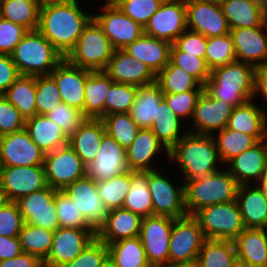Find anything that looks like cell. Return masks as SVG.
I'll use <instances>...</instances> for the list:
<instances>
[{
  "label": "cell",
  "mask_w": 267,
  "mask_h": 267,
  "mask_svg": "<svg viewBox=\"0 0 267 267\" xmlns=\"http://www.w3.org/2000/svg\"><path fill=\"white\" fill-rule=\"evenodd\" d=\"M24 220L14 201H5L0 207V235L18 237Z\"/></svg>",
  "instance_id": "9f6ffc18"
},
{
  "label": "cell",
  "mask_w": 267,
  "mask_h": 267,
  "mask_svg": "<svg viewBox=\"0 0 267 267\" xmlns=\"http://www.w3.org/2000/svg\"><path fill=\"white\" fill-rule=\"evenodd\" d=\"M185 208L194 215L203 207L236 200L238 182L227 169L184 182Z\"/></svg>",
  "instance_id": "277c9868"
},
{
  "label": "cell",
  "mask_w": 267,
  "mask_h": 267,
  "mask_svg": "<svg viewBox=\"0 0 267 267\" xmlns=\"http://www.w3.org/2000/svg\"><path fill=\"white\" fill-rule=\"evenodd\" d=\"M2 162H1V157H0V172H1V170H2Z\"/></svg>",
  "instance_id": "deb4b68c"
},
{
  "label": "cell",
  "mask_w": 267,
  "mask_h": 267,
  "mask_svg": "<svg viewBox=\"0 0 267 267\" xmlns=\"http://www.w3.org/2000/svg\"><path fill=\"white\" fill-rule=\"evenodd\" d=\"M203 91H186L176 94H164V100L175 113V115L182 119L192 117L197 100Z\"/></svg>",
  "instance_id": "680465c9"
},
{
  "label": "cell",
  "mask_w": 267,
  "mask_h": 267,
  "mask_svg": "<svg viewBox=\"0 0 267 267\" xmlns=\"http://www.w3.org/2000/svg\"><path fill=\"white\" fill-rule=\"evenodd\" d=\"M48 119L53 121L58 126L67 138L76 132L79 126L85 121L82 112L76 108L68 106L65 103L58 104L47 115Z\"/></svg>",
  "instance_id": "f5cc1de1"
},
{
  "label": "cell",
  "mask_w": 267,
  "mask_h": 267,
  "mask_svg": "<svg viewBox=\"0 0 267 267\" xmlns=\"http://www.w3.org/2000/svg\"><path fill=\"white\" fill-rule=\"evenodd\" d=\"M181 51L205 59L207 37L202 34L185 30L174 42Z\"/></svg>",
  "instance_id": "6125c7cd"
},
{
  "label": "cell",
  "mask_w": 267,
  "mask_h": 267,
  "mask_svg": "<svg viewBox=\"0 0 267 267\" xmlns=\"http://www.w3.org/2000/svg\"><path fill=\"white\" fill-rule=\"evenodd\" d=\"M187 9L184 0L163 1L144 27V34L174 44L186 30Z\"/></svg>",
  "instance_id": "8fae6325"
},
{
  "label": "cell",
  "mask_w": 267,
  "mask_h": 267,
  "mask_svg": "<svg viewBox=\"0 0 267 267\" xmlns=\"http://www.w3.org/2000/svg\"><path fill=\"white\" fill-rule=\"evenodd\" d=\"M43 3H47V2H58V1H69V0H40Z\"/></svg>",
  "instance_id": "979ff035"
},
{
  "label": "cell",
  "mask_w": 267,
  "mask_h": 267,
  "mask_svg": "<svg viewBox=\"0 0 267 267\" xmlns=\"http://www.w3.org/2000/svg\"><path fill=\"white\" fill-rule=\"evenodd\" d=\"M234 107L220 99H214L205 90L197 100L193 112L196 134L212 135L213 131L223 130Z\"/></svg>",
  "instance_id": "7402d4cb"
},
{
  "label": "cell",
  "mask_w": 267,
  "mask_h": 267,
  "mask_svg": "<svg viewBox=\"0 0 267 267\" xmlns=\"http://www.w3.org/2000/svg\"><path fill=\"white\" fill-rule=\"evenodd\" d=\"M168 158L179 164L185 181L219 171L216 164L221 162L214 135L196 134L191 130L169 150Z\"/></svg>",
  "instance_id": "3957f363"
},
{
  "label": "cell",
  "mask_w": 267,
  "mask_h": 267,
  "mask_svg": "<svg viewBox=\"0 0 267 267\" xmlns=\"http://www.w3.org/2000/svg\"><path fill=\"white\" fill-rule=\"evenodd\" d=\"M164 100L160 86L155 82L141 86L130 109L132 120L142 129H150L157 121L158 106Z\"/></svg>",
  "instance_id": "1f68e13d"
},
{
  "label": "cell",
  "mask_w": 267,
  "mask_h": 267,
  "mask_svg": "<svg viewBox=\"0 0 267 267\" xmlns=\"http://www.w3.org/2000/svg\"><path fill=\"white\" fill-rule=\"evenodd\" d=\"M147 182L151 193L153 215L172 218L188 215L185 208L184 185L175 187L157 168L154 171H147Z\"/></svg>",
  "instance_id": "4fadbf2b"
},
{
  "label": "cell",
  "mask_w": 267,
  "mask_h": 267,
  "mask_svg": "<svg viewBox=\"0 0 267 267\" xmlns=\"http://www.w3.org/2000/svg\"><path fill=\"white\" fill-rule=\"evenodd\" d=\"M90 70L71 64L64 58L50 73L60 91L63 103L84 115L85 81Z\"/></svg>",
  "instance_id": "ac0fdd59"
},
{
  "label": "cell",
  "mask_w": 267,
  "mask_h": 267,
  "mask_svg": "<svg viewBox=\"0 0 267 267\" xmlns=\"http://www.w3.org/2000/svg\"><path fill=\"white\" fill-rule=\"evenodd\" d=\"M48 187L43 165L2 167L0 192L6 201H16L35 191Z\"/></svg>",
  "instance_id": "7c38bea8"
},
{
  "label": "cell",
  "mask_w": 267,
  "mask_h": 267,
  "mask_svg": "<svg viewBox=\"0 0 267 267\" xmlns=\"http://www.w3.org/2000/svg\"><path fill=\"white\" fill-rule=\"evenodd\" d=\"M206 239L234 241L245 229L236 200L201 208L193 215Z\"/></svg>",
  "instance_id": "52a82bcc"
},
{
  "label": "cell",
  "mask_w": 267,
  "mask_h": 267,
  "mask_svg": "<svg viewBox=\"0 0 267 267\" xmlns=\"http://www.w3.org/2000/svg\"><path fill=\"white\" fill-rule=\"evenodd\" d=\"M156 83L163 94H176L186 91H204L201 85L192 75L182 68L169 63L156 75Z\"/></svg>",
  "instance_id": "f35d334b"
},
{
  "label": "cell",
  "mask_w": 267,
  "mask_h": 267,
  "mask_svg": "<svg viewBox=\"0 0 267 267\" xmlns=\"http://www.w3.org/2000/svg\"><path fill=\"white\" fill-rule=\"evenodd\" d=\"M214 137L221 162L228 163L234 157L252 148L258 141L251 135L224 128Z\"/></svg>",
  "instance_id": "f6af8a7d"
},
{
  "label": "cell",
  "mask_w": 267,
  "mask_h": 267,
  "mask_svg": "<svg viewBox=\"0 0 267 267\" xmlns=\"http://www.w3.org/2000/svg\"><path fill=\"white\" fill-rule=\"evenodd\" d=\"M261 92L267 100V66L258 67L255 75V95Z\"/></svg>",
  "instance_id": "a7ac6f4b"
},
{
  "label": "cell",
  "mask_w": 267,
  "mask_h": 267,
  "mask_svg": "<svg viewBox=\"0 0 267 267\" xmlns=\"http://www.w3.org/2000/svg\"><path fill=\"white\" fill-rule=\"evenodd\" d=\"M105 133V126L101 119H85L78 130L68 138V144L87 166L98 154Z\"/></svg>",
  "instance_id": "83f0119b"
},
{
  "label": "cell",
  "mask_w": 267,
  "mask_h": 267,
  "mask_svg": "<svg viewBox=\"0 0 267 267\" xmlns=\"http://www.w3.org/2000/svg\"><path fill=\"white\" fill-rule=\"evenodd\" d=\"M99 267H116V264L108 253L100 263Z\"/></svg>",
  "instance_id": "2644e50d"
},
{
  "label": "cell",
  "mask_w": 267,
  "mask_h": 267,
  "mask_svg": "<svg viewBox=\"0 0 267 267\" xmlns=\"http://www.w3.org/2000/svg\"><path fill=\"white\" fill-rule=\"evenodd\" d=\"M107 246L116 267H151L139 236L123 239Z\"/></svg>",
  "instance_id": "74e56055"
},
{
  "label": "cell",
  "mask_w": 267,
  "mask_h": 267,
  "mask_svg": "<svg viewBox=\"0 0 267 267\" xmlns=\"http://www.w3.org/2000/svg\"><path fill=\"white\" fill-rule=\"evenodd\" d=\"M3 96L25 119L36 115V77L20 75Z\"/></svg>",
  "instance_id": "8d00e7d4"
},
{
  "label": "cell",
  "mask_w": 267,
  "mask_h": 267,
  "mask_svg": "<svg viewBox=\"0 0 267 267\" xmlns=\"http://www.w3.org/2000/svg\"><path fill=\"white\" fill-rule=\"evenodd\" d=\"M169 61L192 75L203 86L210 77L211 70L208 68L205 59L181 52L174 44L170 48Z\"/></svg>",
  "instance_id": "681fc988"
},
{
  "label": "cell",
  "mask_w": 267,
  "mask_h": 267,
  "mask_svg": "<svg viewBox=\"0 0 267 267\" xmlns=\"http://www.w3.org/2000/svg\"><path fill=\"white\" fill-rule=\"evenodd\" d=\"M55 205L60 227L93 229L64 191H56Z\"/></svg>",
  "instance_id": "f907efd6"
},
{
  "label": "cell",
  "mask_w": 267,
  "mask_h": 267,
  "mask_svg": "<svg viewBox=\"0 0 267 267\" xmlns=\"http://www.w3.org/2000/svg\"><path fill=\"white\" fill-rule=\"evenodd\" d=\"M185 2H200V3H207V4H214L221 6L224 0H184Z\"/></svg>",
  "instance_id": "8c879c8a"
},
{
  "label": "cell",
  "mask_w": 267,
  "mask_h": 267,
  "mask_svg": "<svg viewBox=\"0 0 267 267\" xmlns=\"http://www.w3.org/2000/svg\"><path fill=\"white\" fill-rule=\"evenodd\" d=\"M101 120L104 123L106 133L125 149L130 147L140 130L129 113H113L104 116Z\"/></svg>",
  "instance_id": "bcb514c9"
},
{
  "label": "cell",
  "mask_w": 267,
  "mask_h": 267,
  "mask_svg": "<svg viewBox=\"0 0 267 267\" xmlns=\"http://www.w3.org/2000/svg\"><path fill=\"white\" fill-rule=\"evenodd\" d=\"M62 191L68 195L87 223L97 232L105 223L108 210L99 197L96 181L85 175L66 186Z\"/></svg>",
  "instance_id": "5bb4252c"
},
{
  "label": "cell",
  "mask_w": 267,
  "mask_h": 267,
  "mask_svg": "<svg viewBox=\"0 0 267 267\" xmlns=\"http://www.w3.org/2000/svg\"><path fill=\"white\" fill-rule=\"evenodd\" d=\"M258 182V188L267 198V168Z\"/></svg>",
  "instance_id": "89a4df30"
},
{
  "label": "cell",
  "mask_w": 267,
  "mask_h": 267,
  "mask_svg": "<svg viewBox=\"0 0 267 267\" xmlns=\"http://www.w3.org/2000/svg\"><path fill=\"white\" fill-rule=\"evenodd\" d=\"M0 157L3 167L37 166L44 164L45 154L24 128L0 136Z\"/></svg>",
  "instance_id": "2e32d148"
},
{
  "label": "cell",
  "mask_w": 267,
  "mask_h": 267,
  "mask_svg": "<svg viewBox=\"0 0 267 267\" xmlns=\"http://www.w3.org/2000/svg\"><path fill=\"white\" fill-rule=\"evenodd\" d=\"M20 75L49 76L64 57L38 31H28L11 54Z\"/></svg>",
  "instance_id": "5b68a950"
},
{
  "label": "cell",
  "mask_w": 267,
  "mask_h": 267,
  "mask_svg": "<svg viewBox=\"0 0 267 267\" xmlns=\"http://www.w3.org/2000/svg\"><path fill=\"white\" fill-rule=\"evenodd\" d=\"M228 163L230 168L227 170L239 185H248L251 179L258 182L267 168V139L258 142Z\"/></svg>",
  "instance_id": "cb8c5ba5"
},
{
  "label": "cell",
  "mask_w": 267,
  "mask_h": 267,
  "mask_svg": "<svg viewBox=\"0 0 267 267\" xmlns=\"http://www.w3.org/2000/svg\"><path fill=\"white\" fill-rule=\"evenodd\" d=\"M41 5L40 0H0V17L28 31L37 30Z\"/></svg>",
  "instance_id": "d590c367"
},
{
  "label": "cell",
  "mask_w": 267,
  "mask_h": 267,
  "mask_svg": "<svg viewBox=\"0 0 267 267\" xmlns=\"http://www.w3.org/2000/svg\"><path fill=\"white\" fill-rule=\"evenodd\" d=\"M78 0L47 2L41 5L38 31L66 58L84 28L93 19L78 6Z\"/></svg>",
  "instance_id": "6da1fadb"
},
{
  "label": "cell",
  "mask_w": 267,
  "mask_h": 267,
  "mask_svg": "<svg viewBox=\"0 0 267 267\" xmlns=\"http://www.w3.org/2000/svg\"><path fill=\"white\" fill-rule=\"evenodd\" d=\"M171 45L166 41L143 34L123 50L147 65L156 76L169 63Z\"/></svg>",
  "instance_id": "484cf974"
},
{
  "label": "cell",
  "mask_w": 267,
  "mask_h": 267,
  "mask_svg": "<svg viewBox=\"0 0 267 267\" xmlns=\"http://www.w3.org/2000/svg\"><path fill=\"white\" fill-rule=\"evenodd\" d=\"M24 223L57 231L60 228L56 210L19 211Z\"/></svg>",
  "instance_id": "be15d7a7"
},
{
  "label": "cell",
  "mask_w": 267,
  "mask_h": 267,
  "mask_svg": "<svg viewBox=\"0 0 267 267\" xmlns=\"http://www.w3.org/2000/svg\"><path fill=\"white\" fill-rule=\"evenodd\" d=\"M221 8L230 29L263 25L265 9L257 0H224Z\"/></svg>",
  "instance_id": "e575fe53"
},
{
  "label": "cell",
  "mask_w": 267,
  "mask_h": 267,
  "mask_svg": "<svg viewBox=\"0 0 267 267\" xmlns=\"http://www.w3.org/2000/svg\"><path fill=\"white\" fill-rule=\"evenodd\" d=\"M236 201L245 228L267 229V198L258 186L239 185Z\"/></svg>",
  "instance_id": "f1b7e54d"
},
{
  "label": "cell",
  "mask_w": 267,
  "mask_h": 267,
  "mask_svg": "<svg viewBox=\"0 0 267 267\" xmlns=\"http://www.w3.org/2000/svg\"><path fill=\"white\" fill-rule=\"evenodd\" d=\"M187 26L203 36L217 37L228 34L230 27L221 6L200 2H185Z\"/></svg>",
  "instance_id": "603a6c76"
},
{
  "label": "cell",
  "mask_w": 267,
  "mask_h": 267,
  "mask_svg": "<svg viewBox=\"0 0 267 267\" xmlns=\"http://www.w3.org/2000/svg\"><path fill=\"white\" fill-rule=\"evenodd\" d=\"M25 129L44 154L68 144V138L62 130L45 115L36 114L26 119Z\"/></svg>",
  "instance_id": "836d02e7"
},
{
  "label": "cell",
  "mask_w": 267,
  "mask_h": 267,
  "mask_svg": "<svg viewBox=\"0 0 267 267\" xmlns=\"http://www.w3.org/2000/svg\"><path fill=\"white\" fill-rule=\"evenodd\" d=\"M122 208L132 211L145 218L153 215L151 193L148 189L147 171L136 172L131 178L130 190L127 193Z\"/></svg>",
  "instance_id": "60d3db41"
},
{
  "label": "cell",
  "mask_w": 267,
  "mask_h": 267,
  "mask_svg": "<svg viewBox=\"0 0 267 267\" xmlns=\"http://www.w3.org/2000/svg\"><path fill=\"white\" fill-rule=\"evenodd\" d=\"M103 7H117L123 0H106Z\"/></svg>",
  "instance_id": "34e18365"
},
{
  "label": "cell",
  "mask_w": 267,
  "mask_h": 267,
  "mask_svg": "<svg viewBox=\"0 0 267 267\" xmlns=\"http://www.w3.org/2000/svg\"><path fill=\"white\" fill-rule=\"evenodd\" d=\"M234 244L238 260L250 267H267V229L245 228Z\"/></svg>",
  "instance_id": "4dcf8cb0"
},
{
  "label": "cell",
  "mask_w": 267,
  "mask_h": 267,
  "mask_svg": "<svg viewBox=\"0 0 267 267\" xmlns=\"http://www.w3.org/2000/svg\"><path fill=\"white\" fill-rule=\"evenodd\" d=\"M263 25L256 28H234L230 30L236 60L255 68L267 66V36Z\"/></svg>",
  "instance_id": "ffe728a7"
},
{
  "label": "cell",
  "mask_w": 267,
  "mask_h": 267,
  "mask_svg": "<svg viewBox=\"0 0 267 267\" xmlns=\"http://www.w3.org/2000/svg\"><path fill=\"white\" fill-rule=\"evenodd\" d=\"M206 240L198 220L193 215L174 218L169 243V265L197 261Z\"/></svg>",
  "instance_id": "ba28073f"
},
{
  "label": "cell",
  "mask_w": 267,
  "mask_h": 267,
  "mask_svg": "<svg viewBox=\"0 0 267 267\" xmlns=\"http://www.w3.org/2000/svg\"><path fill=\"white\" fill-rule=\"evenodd\" d=\"M256 69L238 61L214 68L204 90L214 99H220L233 107L241 105L255 97Z\"/></svg>",
  "instance_id": "7a4b0ae2"
},
{
  "label": "cell",
  "mask_w": 267,
  "mask_h": 267,
  "mask_svg": "<svg viewBox=\"0 0 267 267\" xmlns=\"http://www.w3.org/2000/svg\"><path fill=\"white\" fill-rule=\"evenodd\" d=\"M43 166L48 186L56 190L86 175V166L69 144L45 154Z\"/></svg>",
  "instance_id": "30bf717a"
},
{
  "label": "cell",
  "mask_w": 267,
  "mask_h": 267,
  "mask_svg": "<svg viewBox=\"0 0 267 267\" xmlns=\"http://www.w3.org/2000/svg\"><path fill=\"white\" fill-rule=\"evenodd\" d=\"M230 267H250V266L246 262L240 261L236 258Z\"/></svg>",
  "instance_id": "11e5206c"
},
{
  "label": "cell",
  "mask_w": 267,
  "mask_h": 267,
  "mask_svg": "<svg viewBox=\"0 0 267 267\" xmlns=\"http://www.w3.org/2000/svg\"><path fill=\"white\" fill-rule=\"evenodd\" d=\"M267 113L252 100L234 107L226 128L253 136L258 142L267 139Z\"/></svg>",
  "instance_id": "4316f807"
},
{
  "label": "cell",
  "mask_w": 267,
  "mask_h": 267,
  "mask_svg": "<svg viewBox=\"0 0 267 267\" xmlns=\"http://www.w3.org/2000/svg\"><path fill=\"white\" fill-rule=\"evenodd\" d=\"M0 267H45L44 262L34 255L21 253L15 258L0 261Z\"/></svg>",
  "instance_id": "03108f58"
},
{
  "label": "cell",
  "mask_w": 267,
  "mask_h": 267,
  "mask_svg": "<svg viewBox=\"0 0 267 267\" xmlns=\"http://www.w3.org/2000/svg\"><path fill=\"white\" fill-rule=\"evenodd\" d=\"M135 173V171L128 170L110 179L96 181L97 192L108 211L122 208L130 190L131 178Z\"/></svg>",
  "instance_id": "ab89813d"
},
{
  "label": "cell",
  "mask_w": 267,
  "mask_h": 267,
  "mask_svg": "<svg viewBox=\"0 0 267 267\" xmlns=\"http://www.w3.org/2000/svg\"><path fill=\"white\" fill-rule=\"evenodd\" d=\"M166 267H200V265L197 261H194L190 263H175V264L168 265Z\"/></svg>",
  "instance_id": "753ad0ef"
},
{
  "label": "cell",
  "mask_w": 267,
  "mask_h": 267,
  "mask_svg": "<svg viewBox=\"0 0 267 267\" xmlns=\"http://www.w3.org/2000/svg\"><path fill=\"white\" fill-rule=\"evenodd\" d=\"M174 218L152 215L142 218L140 239L151 267L169 265V243Z\"/></svg>",
  "instance_id": "9c48e42d"
},
{
  "label": "cell",
  "mask_w": 267,
  "mask_h": 267,
  "mask_svg": "<svg viewBox=\"0 0 267 267\" xmlns=\"http://www.w3.org/2000/svg\"><path fill=\"white\" fill-rule=\"evenodd\" d=\"M94 229H73L60 227L54 231V238L45 267H62L73 261L94 239Z\"/></svg>",
  "instance_id": "9a60e30c"
},
{
  "label": "cell",
  "mask_w": 267,
  "mask_h": 267,
  "mask_svg": "<svg viewBox=\"0 0 267 267\" xmlns=\"http://www.w3.org/2000/svg\"><path fill=\"white\" fill-rule=\"evenodd\" d=\"M18 238L23 253L34 255L44 262L51 249L54 231L24 223Z\"/></svg>",
  "instance_id": "b9f144b4"
},
{
  "label": "cell",
  "mask_w": 267,
  "mask_h": 267,
  "mask_svg": "<svg viewBox=\"0 0 267 267\" xmlns=\"http://www.w3.org/2000/svg\"><path fill=\"white\" fill-rule=\"evenodd\" d=\"M19 76L11 55L0 54V95H3Z\"/></svg>",
  "instance_id": "e7e4bbea"
},
{
  "label": "cell",
  "mask_w": 267,
  "mask_h": 267,
  "mask_svg": "<svg viewBox=\"0 0 267 267\" xmlns=\"http://www.w3.org/2000/svg\"><path fill=\"white\" fill-rule=\"evenodd\" d=\"M163 147L169 155V151L157 139L151 129H142L138 131L135 140L130 147L126 149L128 169L135 172L154 171L151 159L160 152Z\"/></svg>",
  "instance_id": "f546056e"
},
{
  "label": "cell",
  "mask_w": 267,
  "mask_h": 267,
  "mask_svg": "<svg viewBox=\"0 0 267 267\" xmlns=\"http://www.w3.org/2000/svg\"><path fill=\"white\" fill-rule=\"evenodd\" d=\"M128 170L126 149L105 133L98 154L86 166V175L94 181H100L110 179Z\"/></svg>",
  "instance_id": "d6986e66"
},
{
  "label": "cell",
  "mask_w": 267,
  "mask_h": 267,
  "mask_svg": "<svg viewBox=\"0 0 267 267\" xmlns=\"http://www.w3.org/2000/svg\"><path fill=\"white\" fill-rule=\"evenodd\" d=\"M139 87L114 82L105 99V116L113 113H129Z\"/></svg>",
  "instance_id": "c3c4849f"
},
{
  "label": "cell",
  "mask_w": 267,
  "mask_h": 267,
  "mask_svg": "<svg viewBox=\"0 0 267 267\" xmlns=\"http://www.w3.org/2000/svg\"><path fill=\"white\" fill-rule=\"evenodd\" d=\"M6 201L5 196L0 192V207Z\"/></svg>",
  "instance_id": "09005b40"
},
{
  "label": "cell",
  "mask_w": 267,
  "mask_h": 267,
  "mask_svg": "<svg viewBox=\"0 0 267 267\" xmlns=\"http://www.w3.org/2000/svg\"><path fill=\"white\" fill-rule=\"evenodd\" d=\"M230 33L207 38L205 62L210 70L236 62Z\"/></svg>",
  "instance_id": "7dc6e473"
},
{
  "label": "cell",
  "mask_w": 267,
  "mask_h": 267,
  "mask_svg": "<svg viewBox=\"0 0 267 267\" xmlns=\"http://www.w3.org/2000/svg\"><path fill=\"white\" fill-rule=\"evenodd\" d=\"M26 119L3 95H0V136L25 128Z\"/></svg>",
  "instance_id": "6f0895ef"
},
{
  "label": "cell",
  "mask_w": 267,
  "mask_h": 267,
  "mask_svg": "<svg viewBox=\"0 0 267 267\" xmlns=\"http://www.w3.org/2000/svg\"><path fill=\"white\" fill-rule=\"evenodd\" d=\"M27 32L23 26L0 17V54L11 55Z\"/></svg>",
  "instance_id": "94428289"
},
{
  "label": "cell",
  "mask_w": 267,
  "mask_h": 267,
  "mask_svg": "<svg viewBox=\"0 0 267 267\" xmlns=\"http://www.w3.org/2000/svg\"><path fill=\"white\" fill-rule=\"evenodd\" d=\"M142 218L130 210L117 208L108 211L105 223L96 237L106 245L140 235Z\"/></svg>",
  "instance_id": "d4e9b609"
},
{
  "label": "cell",
  "mask_w": 267,
  "mask_h": 267,
  "mask_svg": "<svg viewBox=\"0 0 267 267\" xmlns=\"http://www.w3.org/2000/svg\"><path fill=\"white\" fill-rule=\"evenodd\" d=\"M114 48L99 24L92 19L78 38L66 59L73 65L90 71H105Z\"/></svg>",
  "instance_id": "8992f818"
},
{
  "label": "cell",
  "mask_w": 267,
  "mask_h": 267,
  "mask_svg": "<svg viewBox=\"0 0 267 267\" xmlns=\"http://www.w3.org/2000/svg\"><path fill=\"white\" fill-rule=\"evenodd\" d=\"M103 14L93 15L113 48L124 49L144 34V28L125 15L118 7H102Z\"/></svg>",
  "instance_id": "e0dca14e"
},
{
  "label": "cell",
  "mask_w": 267,
  "mask_h": 267,
  "mask_svg": "<svg viewBox=\"0 0 267 267\" xmlns=\"http://www.w3.org/2000/svg\"><path fill=\"white\" fill-rule=\"evenodd\" d=\"M114 82L105 71H91L85 81L84 117L102 119L105 116V99Z\"/></svg>",
  "instance_id": "d6a6232c"
},
{
  "label": "cell",
  "mask_w": 267,
  "mask_h": 267,
  "mask_svg": "<svg viewBox=\"0 0 267 267\" xmlns=\"http://www.w3.org/2000/svg\"><path fill=\"white\" fill-rule=\"evenodd\" d=\"M234 241L207 239L198 254L200 267H230L236 259Z\"/></svg>",
  "instance_id": "ee69618b"
},
{
  "label": "cell",
  "mask_w": 267,
  "mask_h": 267,
  "mask_svg": "<svg viewBox=\"0 0 267 267\" xmlns=\"http://www.w3.org/2000/svg\"><path fill=\"white\" fill-rule=\"evenodd\" d=\"M108 254V246L97 237L71 262L62 267H99Z\"/></svg>",
  "instance_id": "91938a15"
},
{
  "label": "cell",
  "mask_w": 267,
  "mask_h": 267,
  "mask_svg": "<svg viewBox=\"0 0 267 267\" xmlns=\"http://www.w3.org/2000/svg\"><path fill=\"white\" fill-rule=\"evenodd\" d=\"M105 72L116 83L141 87L156 82V76L147 65L138 61L123 49L114 50Z\"/></svg>",
  "instance_id": "44dd1931"
},
{
  "label": "cell",
  "mask_w": 267,
  "mask_h": 267,
  "mask_svg": "<svg viewBox=\"0 0 267 267\" xmlns=\"http://www.w3.org/2000/svg\"><path fill=\"white\" fill-rule=\"evenodd\" d=\"M22 253L18 237H6L0 235V261L15 258Z\"/></svg>",
  "instance_id": "003e7915"
},
{
  "label": "cell",
  "mask_w": 267,
  "mask_h": 267,
  "mask_svg": "<svg viewBox=\"0 0 267 267\" xmlns=\"http://www.w3.org/2000/svg\"><path fill=\"white\" fill-rule=\"evenodd\" d=\"M62 102L55 81L50 76H36V114L47 115Z\"/></svg>",
  "instance_id": "816d5d0a"
},
{
  "label": "cell",
  "mask_w": 267,
  "mask_h": 267,
  "mask_svg": "<svg viewBox=\"0 0 267 267\" xmlns=\"http://www.w3.org/2000/svg\"><path fill=\"white\" fill-rule=\"evenodd\" d=\"M162 2L163 0H123L117 7L144 28Z\"/></svg>",
  "instance_id": "db71d44e"
},
{
  "label": "cell",
  "mask_w": 267,
  "mask_h": 267,
  "mask_svg": "<svg viewBox=\"0 0 267 267\" xmlns=\"http://www.w3.org/2000/svg\"><path fill=\"white\" fill-rule=\"evenodd\" d=\"M181 121L163 100L158 106L157 121L150 129L169 151L184 135H180Z\"/></svg>",
  "instance_id": "7bdbcfd3"
},
{
  "label": "cell",
  "mask_w": 267,
  "mask_h": 267,
  "mask_svg": "<svg viewBox=\"0 0 267 267\" xmlns=\"http://www.w3.org/2000/svg\"><path fill=\"white\" fill-rule=\"evenodd\" d=\"M56 189L48 186L16 200L19 211L56 210Z\"/></svg>",
  "instance_id": "11a10c76"
},
{
  "label": "cell",
  "mask_w": 267,
  "mask_h": 267,
  "mask_svg": "<svg viewBox=\"0 0 267 267\" xmlns=\"http://www.w3.org/2000/svg\"><path fill=\"white\" fill-rule=\"evenodd\" d=\"M263 28H266V36H267V10L264 12V16H263Z\"/></svg>",
  "instance_id": "2a66077c"
},
{
  "label": "cell",
  "mask_w": 267,
  "mask_h": 267,
  "mask_svg": "<svg viewBox=\"0 0 267 267\" xmlns=\"http://www.w3.org/2000/svg\"><path fill=\"white\" fill-rule=\"evenodd\" d=\"M261 6L265 9V11L267 10V0H257Z\"/></svg>",
  "instance_id": "b9fcfbb0"
}]
</instances>
